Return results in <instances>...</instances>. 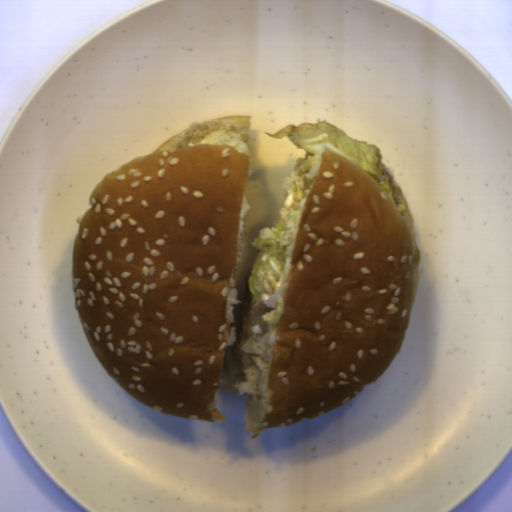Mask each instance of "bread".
I'll return each instance as SVG.
<instances>
[{
    "instance_id": "8d2b1439",
    "label": "bread",
    "mask_w": 512,
    "mask_h": 512,
    "mask_svg": "<svg viewBox=\"0 0 512 512\" xmlns=\"http://www.w3.org/2000/svg\"><path fill=\"white\" fill-rule=\"evenodd\" d=\"M252 115L190 123L109 171L73 241L74 309L106 373L141 404L224 422L216 392L245 394L251 438L352 402L402 348L420 282L414 215L324 145L285 276L282 313L241 298Z\"/></svg>"
}]
</instances>
